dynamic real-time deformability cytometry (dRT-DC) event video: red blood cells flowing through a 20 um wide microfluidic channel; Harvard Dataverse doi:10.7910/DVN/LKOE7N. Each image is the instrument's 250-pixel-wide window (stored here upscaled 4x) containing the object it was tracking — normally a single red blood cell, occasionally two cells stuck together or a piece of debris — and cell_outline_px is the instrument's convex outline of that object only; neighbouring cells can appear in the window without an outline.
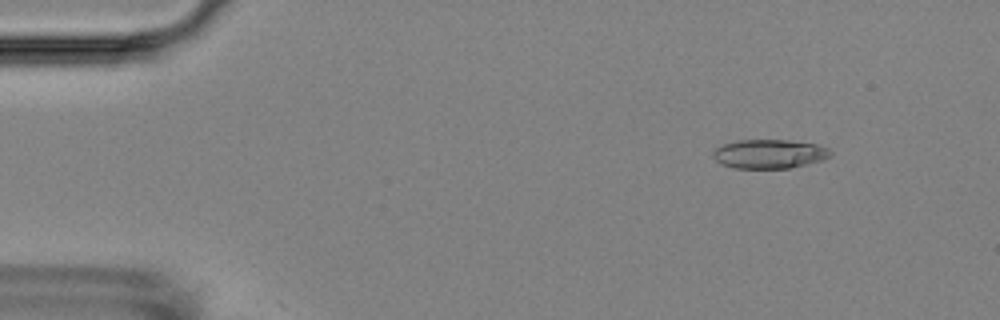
{"species": "Egyptian fruit bat (a non-hibernating species)", "species_latin": "Rousettus aegyptiacus", "temperature_condition": "room temperature", "stored_images_in_passage": 5, "camera_frame_rate_fps": 3000, "um_per_image_px": 0.085, "animal": {"sex": "female"}, "frame": {"image": 1, "passage_image": 2, "time_ms": 1.333, "image_size_px": [1000, 320], "cell_outline_px": [[832, 152], [828, 156], [820, 160], [788, 168], [736, 168], [720, 164], [712, 156], [712, 152], [716, 148], [724, 144], [740, 140], [788, 140], [816, 144], [828, 148]], "centroid_in_image_um": [65.34, 13.08], "position_along_channel_um": 19.7, "area_um2": 19.59}}
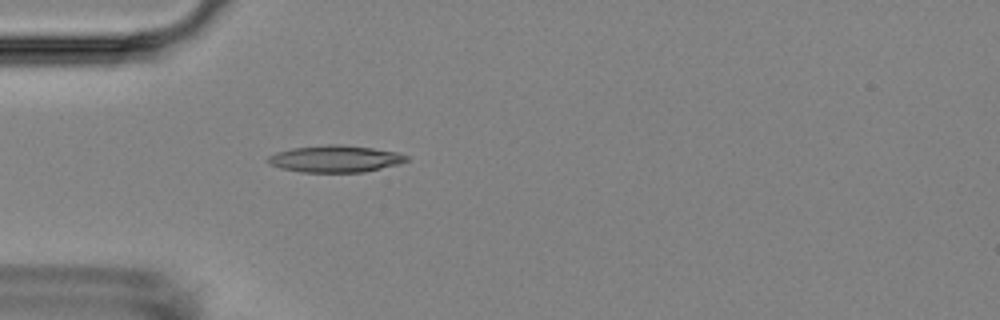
{"frame": {"image": 2, "passage_image": 5, "time_ms": 4.667, "image_size_px": [1000, 320], "cell_outline_px": [[408, 160], [400, 164], [364, 172], [300, 172], [280, 168], [272, 164], [268, 160], [268, 156], [276, 152], [292, 148], [328, 144], [340, 144], [372, 148], [396, 152], [408, 156]], "centroid_in_image_um": [28.51, 13.5], "position_along_channel_um": 56.5, "area_um2": 21.62}}